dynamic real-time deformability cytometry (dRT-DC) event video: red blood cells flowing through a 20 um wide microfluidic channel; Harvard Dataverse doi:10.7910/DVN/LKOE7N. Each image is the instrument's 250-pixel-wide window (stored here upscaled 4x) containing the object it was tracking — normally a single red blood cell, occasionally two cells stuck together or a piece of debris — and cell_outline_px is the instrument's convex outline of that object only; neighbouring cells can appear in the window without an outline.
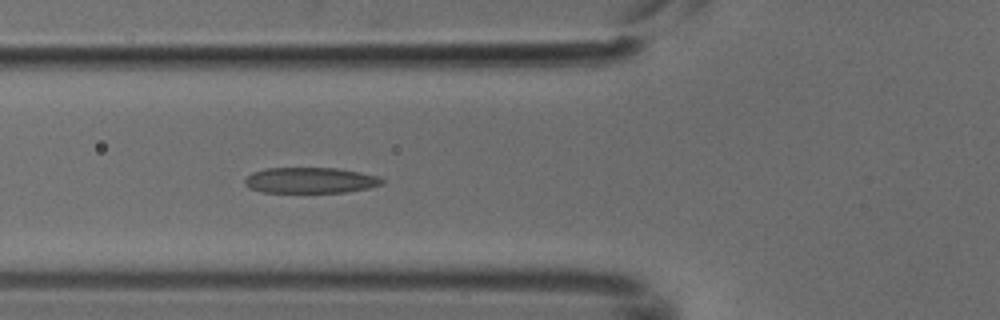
{"species": "common noctule bat (a hibernating species)", "species_latin": "Nyctalus noctula", "temperature_condition": "cold", "stored_images_in_passage": 4, "camera_frame_rate_fps": 3000, "um_per_image_px": 0.085, "animal": {"sex": "male", "body_mass_g": 18.8}, "frame": {"image": 1, "passage_image": 4, "time_ms": 1.0, "image_size_px": [1000, 320], "cell_outline_px": [[384, 184], [368, 188], [344, 192], [260, 192], [248, 188], [244, 184], [244, 180], [252, 172], [264, 168], [336, 168], [360, 172], [376, 176], [384, 180]], "centroid_in_image_um": [26.34, 15.32], "position_along_channel_um": 99.5, "area_um2": 20.63}}